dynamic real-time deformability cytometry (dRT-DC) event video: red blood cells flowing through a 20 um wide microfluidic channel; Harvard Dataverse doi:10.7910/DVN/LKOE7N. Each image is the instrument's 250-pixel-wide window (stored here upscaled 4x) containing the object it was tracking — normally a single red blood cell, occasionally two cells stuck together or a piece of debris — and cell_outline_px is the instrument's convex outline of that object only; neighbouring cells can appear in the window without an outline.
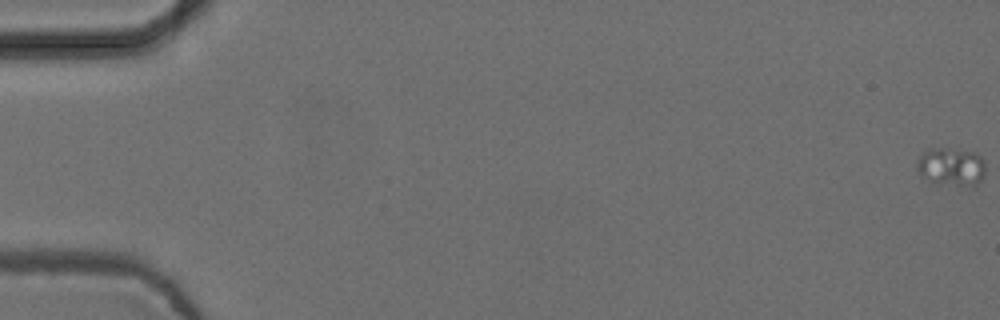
{"species": "common noctule bat (a hibernating species)", "species_latin": "Nyctalus noctula", "temperature_condition": "cold", "stored_images_in_passage": 56, "camera_frame_rate_fps": 3000, "um_per_image_px": 0.085, "animal": {"sex": "female", "body_mass_g": 24.6, "forearm_length_mm": 56.2}, "frame": {"image": 1, "passage_image": 1, "time_ms": 0.0, "image_size_px": [1000, 320], "cell_outline_px": [[984, 172], [980, 180], [976, 184], [968, 184], [928, 180], [920, 176], [916, 164], [920, 156], [928, 148], [940, 148], [976, 152], [984, 160]], "centroid_in_image_um": [80.83, 14.11], "position_along_channel_um": 4.2, "area_um2": 14.51}}
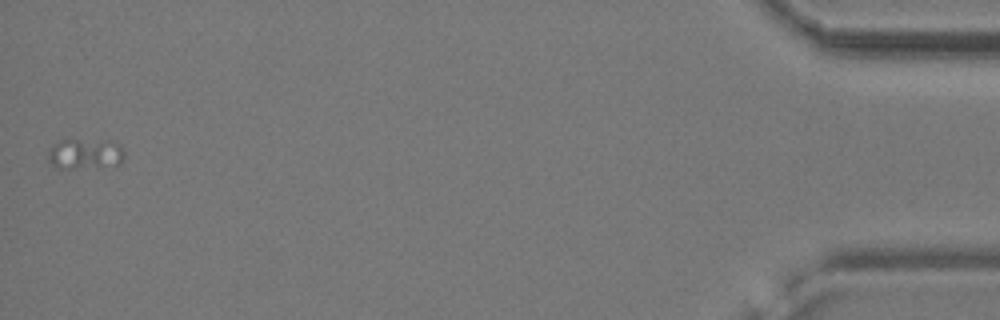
{"frame": {"image": 2, "passage_image": 56, "time_ms": 18.333, "image_size_px": [1000, 320], "cell_outline_px": [[124, 160], [120, 164], [72, 168], [60, 168], [52, 164], [48, 160], [48, 152], [52, 144], [64, 136], [104, 140], [120, 144], [124, 152]], "centroid_in_image_um": [7.19, 13.0], "position_along_channel_um": 428.0, "area_um2": 14.1}}